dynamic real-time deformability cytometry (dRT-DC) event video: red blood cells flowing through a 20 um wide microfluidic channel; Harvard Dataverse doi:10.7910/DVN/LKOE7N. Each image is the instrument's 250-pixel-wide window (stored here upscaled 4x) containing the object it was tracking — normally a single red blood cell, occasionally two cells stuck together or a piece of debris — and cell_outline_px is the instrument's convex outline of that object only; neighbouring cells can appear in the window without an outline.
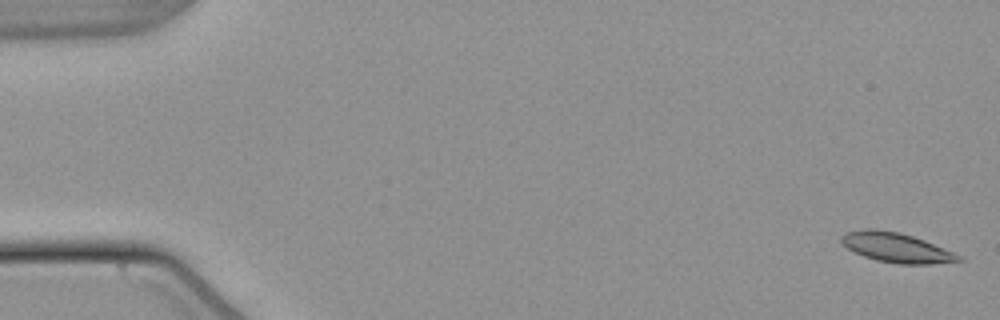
{"species": "common noctule bat (a hibernating species)", "species_latin": "Nyctalus noctula", "temperature_condition": "warm", "stored_images_in_passage": 13, "camera_frame_rate_fps": 3000, "um_per_image_px": 0.085, "animal": {"sex": "male", "body_mass_g": 21.5, "forearm_length_mm": 52.0}, "frame": {"image": 1, "passage_image": 1, "time_ms": 0.0, "image_size_px": [1000, 320], "cell_outline_px": [[964, 260], [932, 264], [896, 264], [876, 260], [864, 256], [840, 244], [840, 236], [844, 232], [864, 228], [876, 228], [900, 232], [924, 240], [952, 252], [960, 256]], "centroid_in_image_um": [76.11, 21.03], "position_along_channel_um": 8.9, "area_um2": 20.35}}